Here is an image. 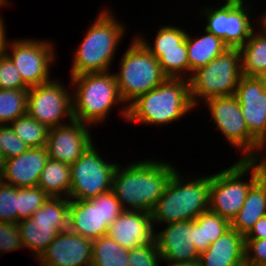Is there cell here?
<instances>
[{"instance_id": "6da1fadb", "label": "cell", "mask_w": 266, "mask_h": 266, "mask_svg": "<svg viewBox=\"0 0 266 266\" xmlns=\"http://www.w3.org/2000/svg\"><path fill=\"white\" fill-rule=\"evenodd\" d=\"M139 160L124 168L119 164L113 175L112 191L124 210L151 213L176 171L169 162Z\"/></svg>"}, {"instance_id": "7a4b0ae2", "label": "cell", "mask_w": 266, "mask_h": 266, "mask_svg": "<svg viewBox=\"0 0 266 266\" xmlns=\"http://www.w3.org/2000/svg\"><path fill=\"white\" fill-rule=\"evenodd\" d=\"M210 177L183 178L179 171L174 172L162 196L151 212L155 224H170L179 221L195 220L209 210Z\"/></svg>"}, {"instance_id": "3957f363", "label": "cell", "mask_w": 266, "mask_h": 266, "mask_svg": "<svg viewBox=\"0 0 266 266\" xmlns=\"http://www.w3.org/2000/svg\"><path fill=\"white\" fill-rule=\"evenodd\" d=\"M193 109L189 80L166 78L127 107V121L162 126L181 119Z\"/></svg>"}, {"instance_id": "277c9868", "label": "cell", "mask_w": 266, "mask_h": 266, "mask_svg": "<svg viewBox=\"0 0 266 266\" xmlns=\"http://www.w3.org/2000/svg\"><path fill=\"white\" fill-rule=\"evenodd\" d=\"M112 11L105 8L84 35L73 55L70 76L110 71L126 25L116 20Z\"/></svg>"}, {"instance_id": "5b68a950", "label": "cell", "mask_w": 266, "mask_h": 266, "mask_svg": "<svg viewBox=\"0 0 266 266\" xmlns=\"http://www.w3.org/2000/svg\"><path fill=\"white\" fill-rule=\"evenodd\" d=\"M73 119L87 125L101 124L108 118L112 107L125 104L115 74L107 72L84 73L70 76ZM76 87V88H75ZM101 122V123H100Z\"/></svg>"}, {"instance_id": "8992f818", "label": "cell", "mask_w": 266, "mask_h": 266, "mask_svg": "<svg viewBox=\"0 0 266 266\" xmlns=\"http://www.w3.org/2000/svg\"><path fill=\"white\" fill-rule=\"evenodd\" d=\"M119 72L114 73L123 106L121 115L127 122V107L141 95L156 88L167 77L158 59L135 37L121 58Z\"/></svg>"}, {"instance_id": "52a82bcc", "label": "cell", "mask_w": 266, "mask_h": 266, "mask_svg": "<svg viewBox=\"0 0 266 266\" xmlns=\"http://www.w3.org/2000/svg\"><path fill=\"white\" fill-rule=\"evenodd\" d=\"M243 76L239 48H227L189 79L190 99L194 108L200 100L233 96ZM198 100V101H197Z\"/></svg>"}, {"instance_id": "ba28073f", "label": "cell", "mask_w": 266, "mask_h": 266, "mask_svg": "<svg viewBox=\"0 0 266 266\" xmlns=\"http://www.w3.org/2000/svg\"><path fill=\"white\" fill-rule=\"evenodd\" d=\"M245 175H251L249 181L244 178ZM260 177V172L249 160L241 159L230 167L212 174L209 210L231 222L243 206L250 187Z\"/></svg>"}, {"instance_id": "9c48e42d", "label": "cell", "mask_w": 266, "mask_h": 266, "mask_svg": "<svg viewBox=\"0 0 266 266\" xmlns=\"http://www.w3.org/2000/svg\"><path fill=\"white\" fill-rule=\"evenodd\" d=\"M68 217L69 199L48 197L30 218L17 223L23 248H29L37 259L60 232L68 230Z\"/></svg>"}, {"instance_id": "30bf717a", "label": "cell", "mask_w": 266, "mask_h": 266, "mask_svg": "<svg viewBox=\"0 0 266 266\" xmlns=\"http://www.w3.org/2000/svg\"><path fill=\"white\" fill-rule=\"evenodd\" d=\"M123 211L112 190L87 200H69L68 229L94 241L108 233Z\"/></svg>"}, {"instance_id": "8fae6325", "label": "cell", "mask_w": 266, "mask_h": 266, "mask_svg": "<svg viewBox=\"0 0 266 266\" xmlns=\"http://www.w3.org/2000/svg\"><path fill=\"white\" fill-rule=\"evenodd\" d=\"M101 156L94 143L70 165L69 200L91 199L112 189L118 163H109Z\"/></svg>"}, {"instance_id": "7c38bea8", "label": "cell", "mask_w": 266, "mask_h": 266, "mask_svg": "<svg viewBox=\"0 0 266 266\" xmlns=\"http://www.w3.org/2000/svg\"><path fill=\"white\" fill-rule=\"evenodd\" d=\"M222 6L205 7L207 32L219 37L229 48H240L249 39L254 22L250 18L252 5L244 2H224Z\"/></svg>"}, {"instance_id": "4fadbf2b", "label": "cell", "mask_w": 266, "mask_h": 266, "mask_svg": "<svg viewBox=\"0 0 266 266\" xmlns=\"http://www.w3.org/2000/svg\"><path fill=\"white\" fill-rule=\"evenodd\" d=\"M204 104L208 107L216 129L233 148L243 152L241 160H249L255 154L259 141L249 132L237 98L234 95L214 97Z\"/></svg>"}, {"instance_id": "5bb4252c", "label": "cell", "mask_w": 266, "mask_h": 266, "mask_svg": "<svg viewBox=\"0 0 266 266\" xmlns=\"http://www.w3.org/2000/svg\"><path fill=\"white\" fill-rule=\"evenodd\" d=\"M53 45L51 41L32 38L9 41L6 55L29 88L51 80L50 66L56 56Z\"/></svg>"}, {"instance_id": "9a60e30c", "label": "cell", "mask_w": 266, "mask_h": 266, "mask_svg": "<svg viewBox=\"0 0 266 266\" xmlns=\"http://www.w3.org/2000/svg\"><path fill=\"white\" fill-rule=\"evenodd\" d=\"M57 79L31 87L27 93V114L49 129L73 120L72 92Z\"/></svg>"}, {"instance_id": "2e32d148", "label": "cell", "mask_w": 266, "mask_h": 266, "mask_svg": "<svg viewBox=\"0 0 266 266\" xmlns=\"http://www.w3.org/2000/svg\"><path fill=\"white\" fill-rule=\"evenodd\" d=\"M90 126L80 121L49 129L46 148L52 160L73 164L94 142Z\"/></svg>"}, {"instance_id": "e0dca14e", "label": "cell", "mask_w": 266, "mask_h": 266, "mask_svg": "<svg viewBox=\"0 0 266 266\" xmlns=\"http://www.w3.org/2000/svg\"><path fill=\"white\" fill-rule=\"evenodd\" d=\"M93 240L73 233L60 232L36 259L40 266H91Z\"/></svg>"}, {"instance_id": "ac0fdd59", "label": "cell", "mask_w": 266, "mask_h": 266, "mask_svg": "<svg viewBox=\"0 0 266 266\" xmlns=\"http://www.w3.org/2000/svg\"><path fill=\"white\" fill-rule=\"evenodd\" d=\"M155 232L154 240L163 262L174 264L199 259L200 253L193 244V220L166 224Z\"/></svg>"}, {"instance_id": "d6986e66", "label": "cell", "mask_w": 266, "mask_h": 266, "mask_svg": "<svg viewBox=\"0 0 266 266\" xmlns=\"http://www.w3.org/2000/svg\"><path fill=\"white\" fill-rule=\"evenodd\" d=\"M234 96L249 132L260 142L266 137V93L258 77L242 76Z\"/></svg>"}, {"instance_id": "ffe728a7", "label": "cell", "mask_w": 266, "mask_h": 266, "mask_svg": "<svg viewBox=\"0 0 266 266\" xmlns=\"http://www.w3.org/2000/svg\"><path fill=\"white\" fill-rule=\"evenodd\" d=\"M154 234L151 213L133 210H124L109 226L107 233L128 250L154 241Z\"/></svg>"}, {"instance_id": "44dd1931", "label": "cell", "mask_w": 266, "mask_h": 266, "mask_svg": "<svg viewBox=\"0 0 266 266\" xmlns=\"http://www.w3.org/2000/svg\"><path fill=\"white\" fill-rule=\"evenodd\" d=\"M49 159L46 147H29L17 157L5 160L0 179L14 187H35Z\"/></svg>"}, {"instance_id": "7402d4cb", "label": "cell", "mask_w": 266, "mask_h": 266, "mask_svg": "<svg viewBox=\"0 0 266 266\" xmlns=\"http://www.w3.org/2000/svg\"><path fill=\"white\" fill-rule=\"evenodd\" d=\"M202 266H245V237L230 228L200 253Z\"/></svg>"}, {"instance_id": "603a6c76", "label": "cell", "mask_w": 266, "mask_h": 266, "mask_svg": "<svg viewBox=\"0 0 266 266\" xmlns=\"http://www.w3.org/2000/svg\"><path fill=\"white\" fill-rule=\"evenodd\" d=\"M264 216H266V179L260 177L247 192L243 206L230 222L231 228L245 236Z\"/></svg>"}, {"instance_id": "cb8c5ba5", "label": "cell", "mask_w": 266, "mask_h": 266, "mask_svg": "<svg viewBox=\"0 0 266 266\" xmlns=\"http://www.w3.org/2000/svg\"><path fill=\"white\" fill-rule=\"evenodd\" d=\"M200 37L191 36L190 33L186 37V46L189 62V79L193 72L206 66L214 58L222 54L229 48L221 38L207 32Z\"/></svg>"}, {"instance_id": "d4e9b609", "label": "cell", "mask_w": 266, "mask_h": 266, "mask_svg": "<svg viewBox=\"0 0 266 266\" xmlns=\"http://www.w3.org/2000/svg\"><path fill=\"white\" fill-rule=\"evenodd\" d=\"M230 228L229 220L210 210L203 212L193 220V244L202 253Z\"/></svg>"}, {"instance_id": "484cf974", "label": "cell", "mask_w": 266, "mask_h": 266, "mask_svg": "<svg viewBox=\"0 0 266 266\" xmlns=\"http://www.w3.org/2000/svg\"><path fill=\"white\" fill-rule=\"evenodd\" d=\"M70 164L48 159L43 168L37 186L49 197L69 199L71 187Z\"/></svg>"}, {"instance_id": "4316f807", "label": "cell", "mask_w": 266, "mask_h": 266, "mask_svg": "<svg viewBox=\"0 0 266 266\" xmlns=\"http://www.w3.org/2000/svg\"><path fill=\"white\" fill-rule=\"evenodd\" d=\"M253 29L249 39L241 46L242 73L248 77H258L266 73V33Z\"/></svg>"}, {"instance_id": "83f0119b", "label": "cell", "mask_w": 266, "mask_h": 266, "mask_svg": "<svg viewBox=\"0 0 266 266\" xmlns=\"http://www.w3.org/2000/svg\"><path fill=\"white\" fill-rule=\"evenodd\" d=\"M129 250L121 247L109 235L93 241L91 266H128Z\"/></svg>"}, {"instance_id": "f1b7e54d", "label": "cell", "mask_w": 266, "mask_h": 266, "mask_svg": "<svg viewBox=\"0 0 266 266\" xmlns=\"http://www.w3.org/2000/svg\"><path fill=\"white\" fill-rule=\"evenodd\" d=\"M149 52L158 59L161 70L167 78H182L189 80V62L186 40L181 44V50Z\"/></svg>"}, {"instance_id": "f546056e", "label": "cell", "mask_w": 266, "mask_h": 266, "mask_svg": "<svg viewBox=\"0 0 266 266\" xmlns=\"http://www.w3.org/2000/svg\"><path fill=\"white\" fill-rule=\"evenodd\" d=\"M29 89H0V125L10 124L27 114Z\"/></svg>"}, {"instance_id": "4dcf8cb0", "label": "cell", "mask_w": 266, "mask_h": 266, "mask_svg": "<svg viewBox=\"0 0 266 266\" xmlns=\"http://www.w3.org/2000/svg\"><path fill=\"white\" fill-rule=\"evenodd\" d=\"M10 126L29 147H46L49 128L28 114L15 119Z\"/></svg>"}, {"instance_id": "1f68e13d", "label": "cell", "mask_w": 266, "mask_h": 266, "mask_svg": "<svg viewBox=\"0 0 266 266\" xmlns=\"http://www.w3.org/2000/svg\"><path fill=\"white\" fill-rule=\"evenodd\" d=\"M187 34V31L180 27L164 25L157 31L153 44H149L143 35L137 34L136 38L148 51H172L181 50V44L186 40Z\"/></svg>"}, {"instance_id": "d6a6232c", "label": "cell", "mask_w": 266, "mask_h": 266, "mask_svg": "<svg viewBox=\"0 0 266 266\" xmlns=\"http://www.w3.org/2000/svg\"><path fill=\"white\" fill-rule=\"evenodd\" d=\"M48 197L38 186L18 188V222L30 218L44 205Z\"/></svg>"}, {"instance_id": "836d02e7", "label": "cell", "mask_w": 266, "mask_h": 266, "mask_svg": "<svg viewBox=\"0 0 266 266\" xmlns=\"http://www.w3.org/2000/svg\"><path fill=\"white\" fill-rule=\"evenodd\" d=\"M18 188L0 179V222L18 223Z\"/></svg>"}, {"instance_id": "e575fe53", "label": "cell", "mask_w": 266, "mask_h": 266, "mask_svg": "<svg viewBox=\"0 0 266 266\" xmlns=\"http://www.w3.org/2000/svg\"><path fill=\"white\" fill-rule=\"evenodd\" d=\"M161 261L155 240L129 250L128 266H159Z\"/></svg>"}, {"instance_id": "d590c367", "label": "cell", "mask_w": 266, "mask_h": 266, "mask_svg": "<svg viewBox=\"0 0 266 266\" xmlns=\"http://www.w3.org/2000/svg\"><path fill=\"white\" fill-rule=\"evenodd\" d=\"M28 148L14 133L10 124L0 125V149L5 160L19 156Z\"/></svg>"}, {"instance_id": "8d00e7d4", "label": "cell", "mask_w": 266, "mask_h": 266, "mask_svg": "<svg viewBox=\"0 0 266 266\" xmlns=\"http://www.w3.org/2000/svg\"><path fill=\"white\" fill-rule=\"evenodd\" d=\"M0 89H29L7 55L0 58Z\"/></svg>"}, {"instance_id": "74e56055", "label": "cell", "mask_w": 266, "mask_h": 266, "mask_svg": "<svg viewBox=\"0 0 266 266\" xmlns=\"http://www.w3.org/2000/svg\"><path fill=\"white\" fill-rule=\"evenodd\" d=\"M22 248V238L17 224L0 222V254Z\"/></svg>"}, {"instance_id": "f35d334b", "label": "cell", "mask_w": 266, "mask_h": 266, "mask_svg": "<svg viewBox=\"0 0 266 266\" xmlns=\"http://www.w3.org/2000/svg\"><path fill=\"white\" fill-rule=\"evenodd\" d=\"M245 266H266V239H245Z\"/></svg>"}, {"instance_id": "ab89813d", "label": "cell", "mask_w": 266, "mask_h": 266, "mask_svg": "<svg viewBox=\"0 0 266 266\" xmlns=\"http://www.w3.org/2000/svg\"><path fill=\"white\" fill-rule=\"evenodd\" d=\"M265 153H266V137L263 138L259 142V145H258V148L255 154L249 159V161L258 169L261 177L266 179V156H265L266 154Z\"/></svg>"}, {"instance_id": "60d3db41", "label": "cell", "mask_w": 266, "mask_h": 266, "mask_svg": "<svg viewBox=\"0 0 266 266\" xmlns=\"http://www.w3.org/2000/svg\"><path fill=\"white\" fill-rule=\"evenodd\" d=\"M244 237L245 239H266V216L259 219Z\"/></svg>"}, {"instance_id": "b9f144b4", "label": "cell", "mask_w": 266, "mask_h": 266, "mask_svg": "<svg viewBox=\"0 0 266 266\" xmlns=\"http://www.w3.org/2000/svg\"><path fill=\"white\" fill-rule=\"evenodd\" d=\"M3 16H0V58L3 56H6L7 53V47L9 44V40L6 38V26L4 25V20L2 18Z\"/></svg>"}, {"instance_id": "7bdbcfd3", "label": "cell", "mask_w": 266, "mask_h": 266, "mask_svg": "<svg viewBox=\"0 0 266 266\" xmlns=\"http://www.w3.org/2000/svg\"><path fill=\"white\" fill-rule=\"evenodd\" d=\"M168 266H202L199 259L188 261V262H179L174 264H168Z\"/></svg>"}, {"instance_id": "ee69618b", "label": "cell", "mask_w": 266, "mask_h": 266, "mask_svg": "<svg viewBox=\"0 0 266 266\" xmlns=\"http://www.w3.org/2000/svg\"><path fill=\"white\" fill-rule=\"evenodd\" d=\"M260 20H258L259 23H261L259 26H261V30H263L266 33V13H262L261 17H259Z\"/></svg>"}, {"instance_id": "f6af8a7d", "label": "cell", "mask_w": 266, "mask_h": 266, "mask_svg": "<svg viewBox=\"0 0 266 266\" xmlns=\"http://www.w3.org/2000/svg\"><path fill=\"white\" fill-rule=\"evenodd\" d=\"M258 78L262 83L263 91L266 93V73L261 74L260 76H258Z\"/></svg>"}, {"instance_id": "bcb514c9", "label": "cell", "mask_w": 266, "mask_h": 266, "mask_svg": "<svg viewBox=\"0 0 266 266\" xmlns=\"http://www.w3.org/2000/svg\"><path fill=\"white\" fill-rule=\"evenodd\" d=\"M5 159L0 149V176L2 174V171L4 169Z\"/></svg>"}, {"instance_id": "7dc6e473", "label": "cell", "mask_w": 266, "mask_h": 266, "mask_svg": "<svg viewBox=\"0 0 266 266\" xmlns=\"http://www.w3.org/2000/svg\"><path fill=\"white\" fill-rule=\"evenodd\" d=\"M226 2H244V0H225Z\"/></svg>"}]
</instances>
